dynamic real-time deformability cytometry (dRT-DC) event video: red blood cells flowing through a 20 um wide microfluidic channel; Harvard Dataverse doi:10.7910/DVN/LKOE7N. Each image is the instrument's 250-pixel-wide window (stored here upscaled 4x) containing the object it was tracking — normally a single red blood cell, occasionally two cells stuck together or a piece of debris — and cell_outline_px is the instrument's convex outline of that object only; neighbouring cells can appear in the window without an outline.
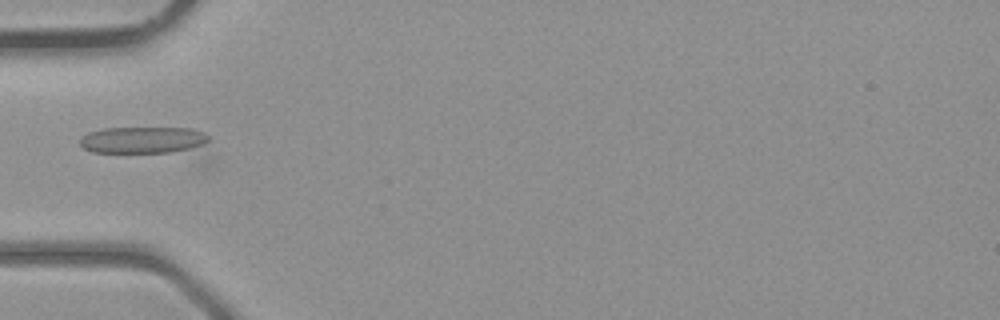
{"species": "common noctule bat (a hibernating species)", "species_latin": "Nyctalus noctula", "temperature_condition": "room temperature", "stored_images_in_passage": 11, "camera_frame_rate_fps": 3000, "um_per_image_px": 0.085, "animal": {"sex": "male", "body_mass_g": 23.1, "forearm_length_mm": 52.7}, "frame": {"image": 1, "passage_image": 11, "time_ms": 12.333, "image_size_px": [1000, 320], "cell_outline_px": [[212, 160], [208, 168], [204, 168], [92, 152], [84, 148], [80, 144], [80, 140], [88, 132], [100, 128], [188, 128], [204, 132], [208, 136], [212, 156]], "centroid_in_image_um": [12.96, 12.31], "position_along_channel_um": 72.0, "area_um2": 28.32}}